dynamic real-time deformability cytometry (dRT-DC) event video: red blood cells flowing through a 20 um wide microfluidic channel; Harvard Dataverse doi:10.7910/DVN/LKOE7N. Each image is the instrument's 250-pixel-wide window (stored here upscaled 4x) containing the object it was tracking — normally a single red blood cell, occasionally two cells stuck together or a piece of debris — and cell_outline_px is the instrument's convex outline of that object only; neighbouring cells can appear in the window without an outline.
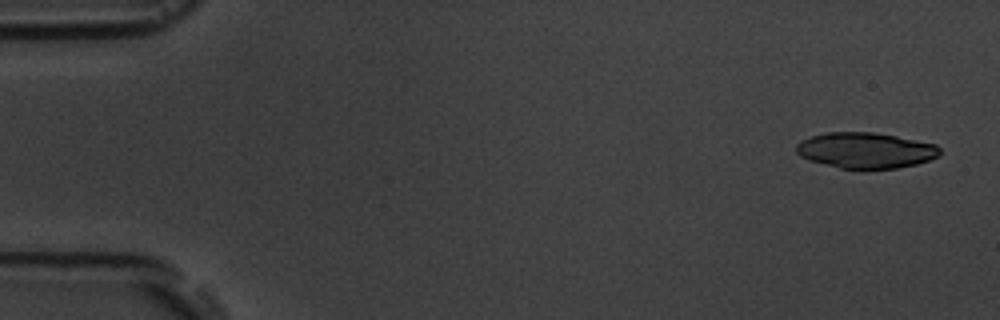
{"species": "common noctule bat (a hibernating species)", "species_latin": "Nyctalus noctula", "temperature_condition": "room temperature", "stored_images_in_passage": 5, "camera_frame_rate_fps": 3000, "um_per_image_px": 0.085, "animal": {"sex": "male", "body_mass_g": 19.5, "forearm_length_mm": 54.6}, "frame": {"image": 1, "passage_image": 1, "time_ms": 0.0, "image_size_px": [1000, 320], "cell_outline_px": [[940, 156], [916, 164], [896, 168], [860, 172], [840, 168], [808, 160], [800, 156], [796, 152], [796, 144], [800, 140], [812, 136], [828, 132], [872, 132], [896, 136], [936, 144], [940, 148]], "centroid_in_image_um": [73.56, 12.81], "position_along_channel_um": 11.4, "area_um2": 30.58}}